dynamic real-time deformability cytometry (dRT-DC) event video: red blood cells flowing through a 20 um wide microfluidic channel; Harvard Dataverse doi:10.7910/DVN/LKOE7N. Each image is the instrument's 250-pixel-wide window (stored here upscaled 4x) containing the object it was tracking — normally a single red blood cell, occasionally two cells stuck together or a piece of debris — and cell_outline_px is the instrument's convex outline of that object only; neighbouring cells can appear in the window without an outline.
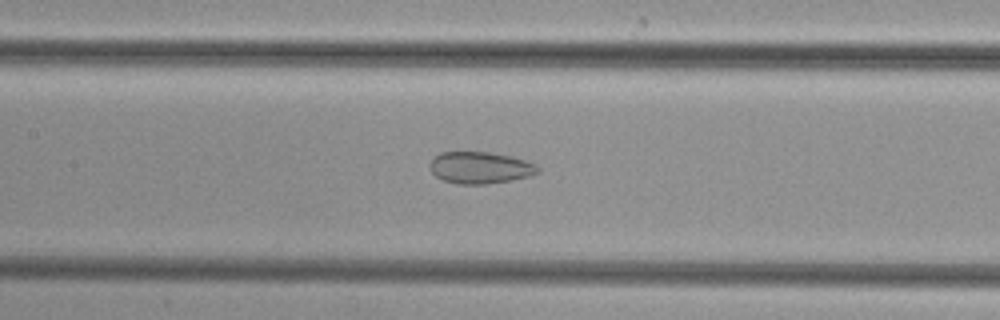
{"species": "common noctule bat (a hibernating species)", "species_latin": "Nyctalus noctula", "temperature_condition": "cold", "stored_images_in_passage": 49, "camera_frame_rate_fps": 3000, "um_per_image_px": 0.085, "animal": {"sex": "female", "body_mass_g": 29.2, "forearm_length_mm": 56.3}, "frame": {"image": 1, "passage_image": 23, "time_ms": 7.333, "image_size_px": [1000, 320], "cell_outline_px": [[540, 172], [528, 176], [512, 180], [484, 184], [456, 184], [444, 180], [436, 176], [432, 172], [428, 164], [440, 152], [492, 152], [512, 156], [536, 164], [540, 168]], "centroid_in_image_um": [40.82, 14.25], "position_along_channel_um": 166.6, "area_um2": 20.06}}
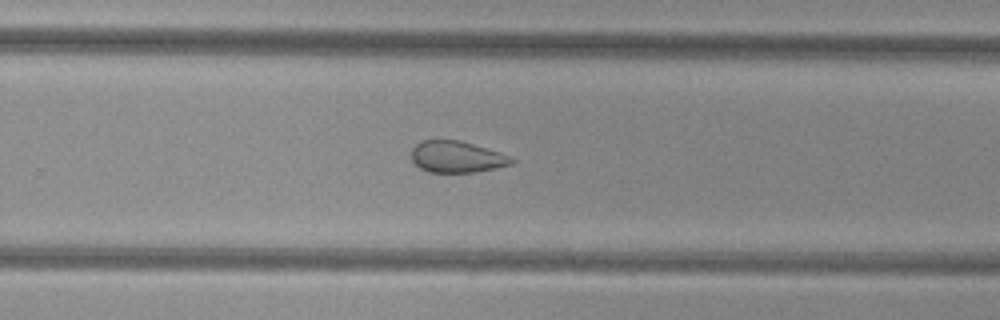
{"frame": {"image": 2, "passage_image": 32, "time_ms": 10.333, "image_size_px": [1000, 320], "cell_outline_px": [[516, 160], [512, 164], [496, 168], [476, 172], [428, 172], [420, 168], [412, 160], [412, 148], [420, 140], [460, 140], [500, 152]], "centroid_in_image_um": [38.82, 13.33], "position_along_channel_um": 291.0, "area_um2": 18.38}}
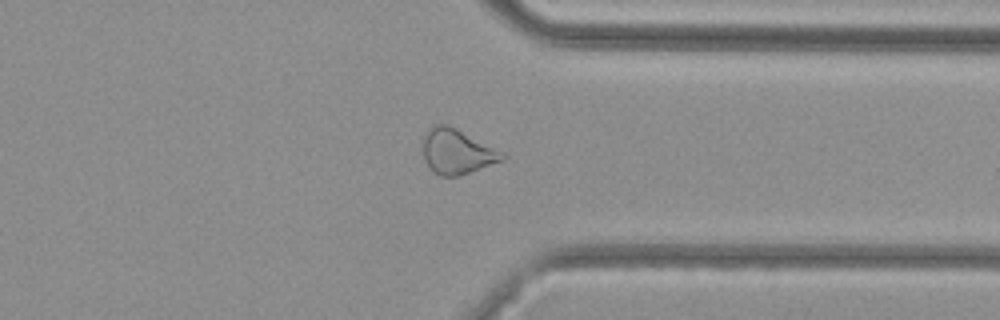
{"frame": {"image": 3, "passage_image": 38, "time_ms": 12.333, "image_size_px": [1000, 320], "cell_outline_px": [[508, 156], [504, 160], [460, 176], [440, 176], [424, 160], [424, 132], [428, 128], [436, 124], [448, 124], [504, 152]], "centroid_in_image_um": [38.87, 12.87], "position_along_channel_um": 372.5, "area_um2": 20.75}}